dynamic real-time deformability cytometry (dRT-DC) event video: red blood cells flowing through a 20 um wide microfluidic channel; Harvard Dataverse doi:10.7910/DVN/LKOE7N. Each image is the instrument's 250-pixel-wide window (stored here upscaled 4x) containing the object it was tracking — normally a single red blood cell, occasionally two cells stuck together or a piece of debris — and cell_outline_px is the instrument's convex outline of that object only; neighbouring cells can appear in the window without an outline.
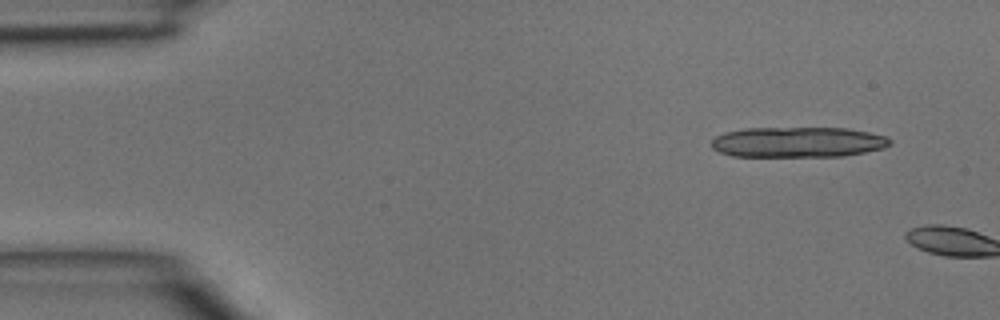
{"species": "common noctule bat (a hibernating species)", "species_latin": "Nyctalus noctula", "temperature_condition": "room temperature", "stored_images_in_passage": 2, "camera_frame_rate_fps": 3000, "um_per_image_px": 0.085, "animal": {"sex": "male", "body_mass_g": 15.6}, "frame": {"image": 1, "passage_image": 1, "time_ms": 0.0, "image_size_px": [1000, 320], "cell_outline_px": [[892, 144], [884, 148], [864, 152], [840, 156], [732, 156], [720, 152], [712, 148], [712, 140], [716, 136], [724, 132], [744, 128], [848, 128], [868, 132], [884, 136], [892, 140]], "centroid_in_image_um": [67.81, 12.07], "position_along_channel_um": 17.2, "area_um2": 31.62}}